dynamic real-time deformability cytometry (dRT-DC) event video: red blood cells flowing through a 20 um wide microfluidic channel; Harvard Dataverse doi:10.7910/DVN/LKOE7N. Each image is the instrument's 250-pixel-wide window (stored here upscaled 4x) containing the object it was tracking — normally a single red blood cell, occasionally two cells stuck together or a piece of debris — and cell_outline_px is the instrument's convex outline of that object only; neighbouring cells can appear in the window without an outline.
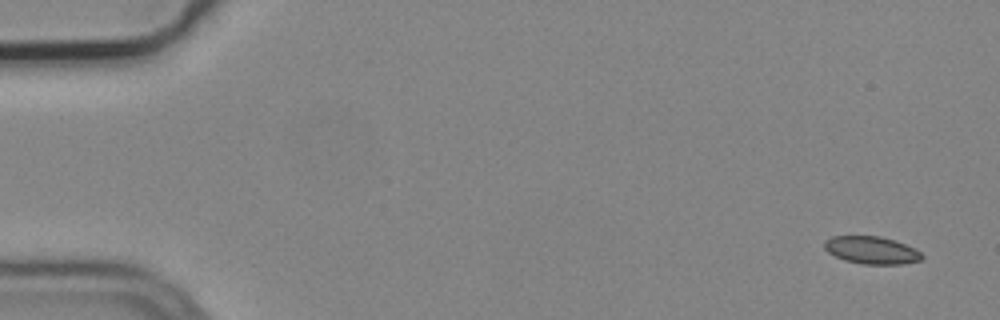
{"species": "common noctule bat (a hibernating species)", "species_latin": "Nyctalus noctula", "temperature_condition": "cold", "stored_images_in_passage": 5, "camera_frame_rate_fps": 3000, "um_per_image_px": 0.085, "animal": {"sex": "male", "body_mass_g": 19.2, "forearm_length_mm": 51.8}, "frame": {"image": 1, "passage_image": 1, "time_ms": 0.0, "image_size_px": [1000, 320], "cell_outline_px": [[924, 256], [920, 260], [904, 264], [864, 264], [844, 260], [828, 252], [824, 248], [824, 240], [832, 236], [880, 236], [916, 248]], "centroid_in_image_um": [74.08, 21.26], "position_along_channel_um": 10.9, "area_um2": 15.61}}
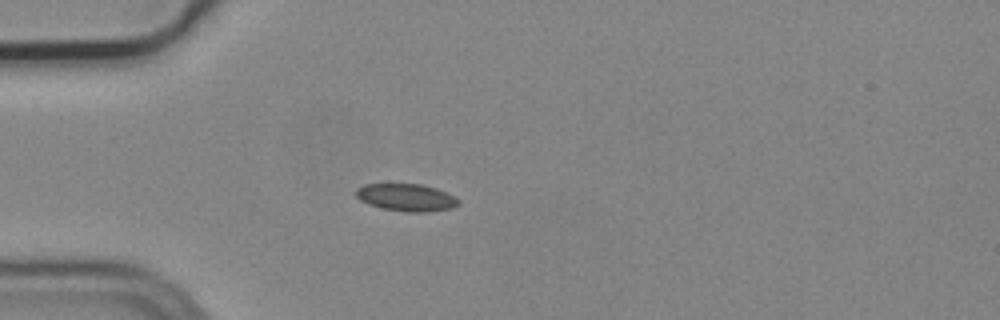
{"frame": {"image": 2, "passage_image": 4, "time_ms": 1.0, "image_size_px": [1000, 320], "cell_outline_px": [[460, 204], [452, 208], [428, 212], [408, 212], [384, 208], [368, 204], [360, 200], [356, 196], [356, 188], [364, 184], [420, 184], [436, 188], [456, 196], [460, 200]], "centroid_in_image_um": [34.57, 16.78], "position_along_channel_um": 50.4, "area_um2": 16.42}}